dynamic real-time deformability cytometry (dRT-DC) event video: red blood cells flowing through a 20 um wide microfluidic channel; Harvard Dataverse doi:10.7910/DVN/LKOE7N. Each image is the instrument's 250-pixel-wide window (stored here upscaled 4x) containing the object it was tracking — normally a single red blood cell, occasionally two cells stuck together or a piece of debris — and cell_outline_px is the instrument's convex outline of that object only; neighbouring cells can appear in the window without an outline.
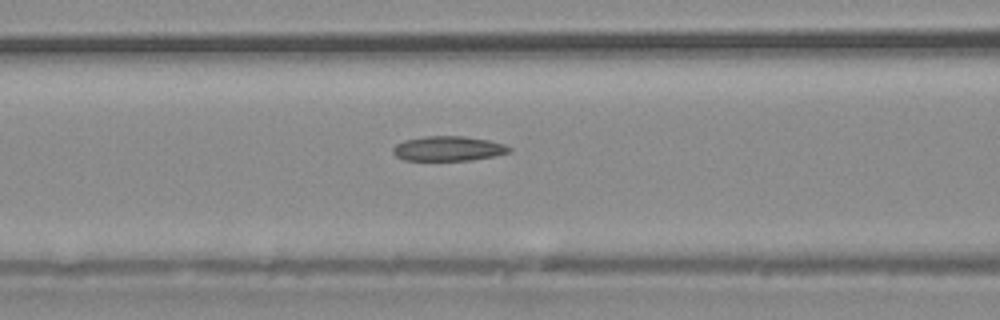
{"species": "common noctule bat (a hibernating species)", "species_latin": "Nyctalus noctula", "temperature_condition": "warm", "stored_images_in_passage": 33, "camera_frame_rate_fps": 3000, "um_per_image_px": 0.085, "animal": {"sex": "male", "body_mass_g": 20.4}, "frame": {"image": 1, "passage_image": 16, "time_ms": 5.0, "image_size_px": [1000, 320], "cell_outline_px": [[512, 152], [496, 156], [472, 160], [404, 160], [396, 156], [392, 152], [392, 148], [396, 144], [404, 140], [424, 136], [464, 136], [488, 140], [504, 144], [512, 148]], "centroid_in_image_um": [38.12, 12.63], "position_along_channel_um": 128.5, "area_um2": 16.94}}
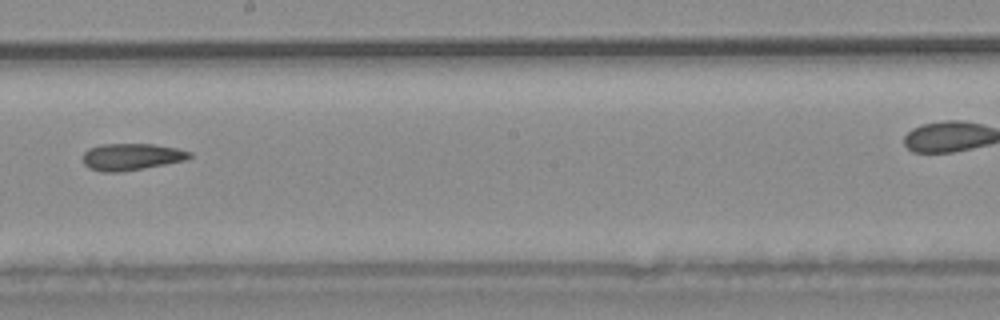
{"frame": {"image": 2, "passage_image": 22, "time_ms": 7.0, "image_size_px": [1000, 320], "cell_outline_px": [[192, 156], [188, 160], [144, 168], [116, 172], [100, 172], [88, 168], [84, 164], [84, 152], [88, 148], [104, 144], [152, 144], [176, 148], [192, 152]], "centroid_in_image_um": [11.19, 13.33], "position_along_channel_um": 237.0, "area_um2": 16.7}}
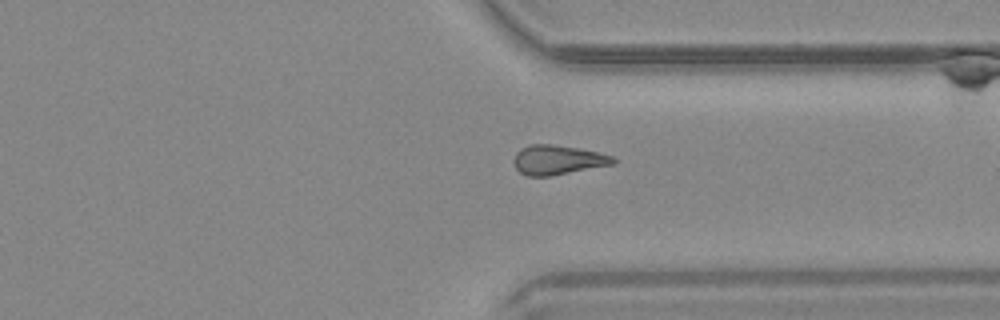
{"frame": {"image": 3, "passage_image": 29, "time_ms": 9.333, "image_size_px": [1000, 320], "cell_outline_px": [[616, 164], [548, 176], [528, 176], [520, 172], [516, 168], [516, 152], [520, 148], [528, 144], [552, 144], [580, 148], [612, 156], [616, 160]], "centroid_in_image_um": [47.43, 13.58], "position_along_channel_um": 364.0, "area_um2": 16.94}}